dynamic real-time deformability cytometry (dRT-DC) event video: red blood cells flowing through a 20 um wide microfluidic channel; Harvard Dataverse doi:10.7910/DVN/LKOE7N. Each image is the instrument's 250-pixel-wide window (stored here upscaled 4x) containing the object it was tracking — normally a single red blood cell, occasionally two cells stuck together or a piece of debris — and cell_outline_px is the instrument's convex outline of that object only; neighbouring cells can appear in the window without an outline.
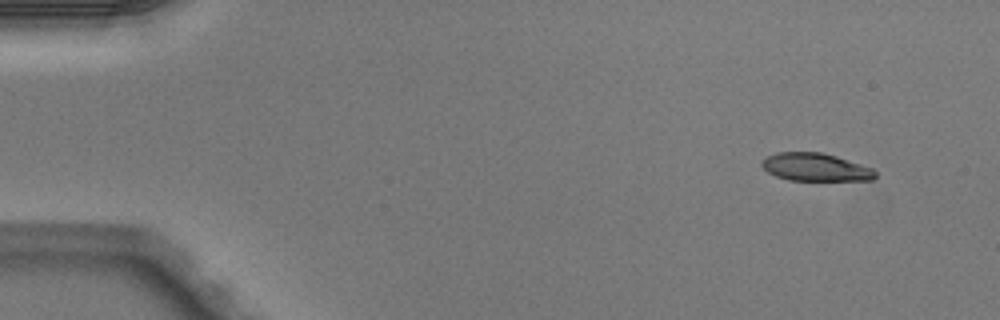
{"species": "Egyptian fruit bat (a non-hibernating species)", "species_latin": "Rousettus aegyptiacus", "temperature_condition": "warm", "stored_images_in_passage": 4, "camera_frame_rate_fps": 3000, "um_per_image_px": 0.085, "animal": {"sex": "male"}, "frame": {"image": 1, "passage_image": 1, "time_ms": 0.0, "image_size_px": [1000, 320], "cell_outline_px": [[876, 176], [872, 180], [788, 180], [776, 176], [768, 172], [760, 164], [768, 156], [776, 152], [820, 152], [836, 156], [872, 168], [876, 172]], "centroid_in_image_um": [69.31, 14.21], "position_along_channel_um": 15.7, "area_um2": 18.26}}
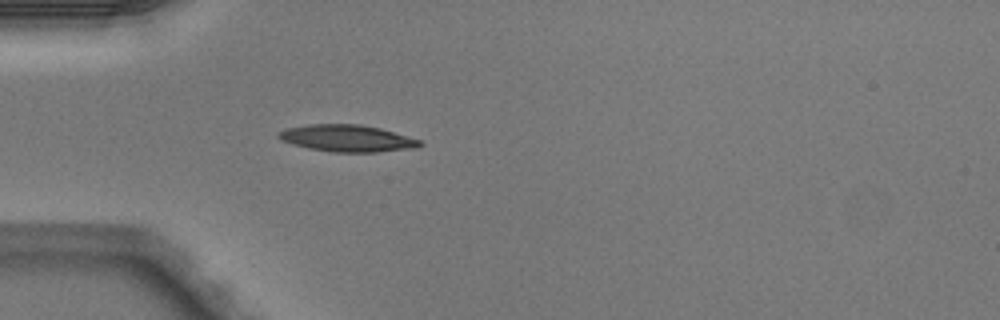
{"frame": {"image": 2, "passage_image": 4, "time_ms": 1.0, "image_size_px": [1000, 320], "cell_outline_px": [[424, 144], [416, 148], [376, 152], [332, 152], [308, 148], [292, 144], [280, 140], [276, 136], [276, 132], [284, 128], [308, 124], [360, 124], [380, 128], [420, 140]], "centroid_in_image_um": [29.45, 11.75], "position_along_channel_um": 55.5, "area_um2": 22.31}}